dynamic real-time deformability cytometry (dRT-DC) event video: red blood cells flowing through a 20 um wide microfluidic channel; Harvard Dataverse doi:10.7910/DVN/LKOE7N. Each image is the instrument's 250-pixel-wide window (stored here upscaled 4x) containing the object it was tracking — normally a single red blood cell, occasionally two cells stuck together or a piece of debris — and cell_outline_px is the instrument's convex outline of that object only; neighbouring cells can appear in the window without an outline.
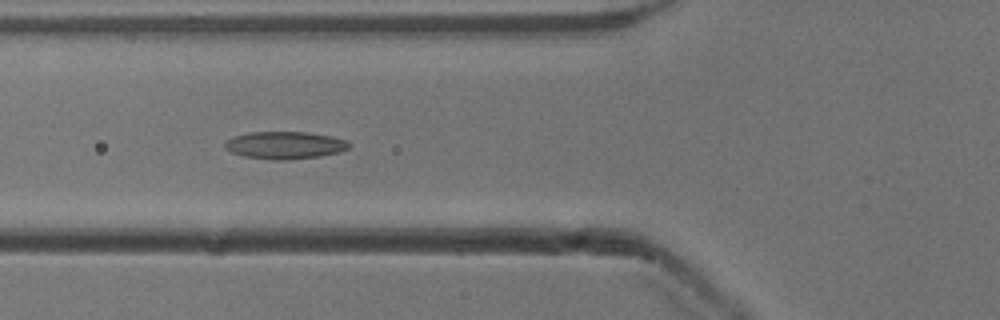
{"species": "common noctule bat (a hibernating species)", "species_latin": "Nyctalus noctula", "temperature_condition": "cold", "stored_images_in_passage": 39, "camera_frame_rate_fps": 3000, "um_per_image_px": 0.085, "animal": {"sex": "male", "body_mass_g": 13.3}, "frame": {"image": 1, "passage_image": 6, "time_ms": 1.667, "image_size_px": [1000, 320], "cell_outline_px": [[352, 144], [348, 148], [340, 152], [320, 156], [288, 160], [272, 160], [244, 156], [232, 152], [224, 148], [224, 144], [232, 136], [248, 132], [308, 132], [332, 136], [348, 140]], "centroid_in_image_um": [24.24, 12.34], "position_along_channel_um": 101.6, "area_um2": 20.06}}
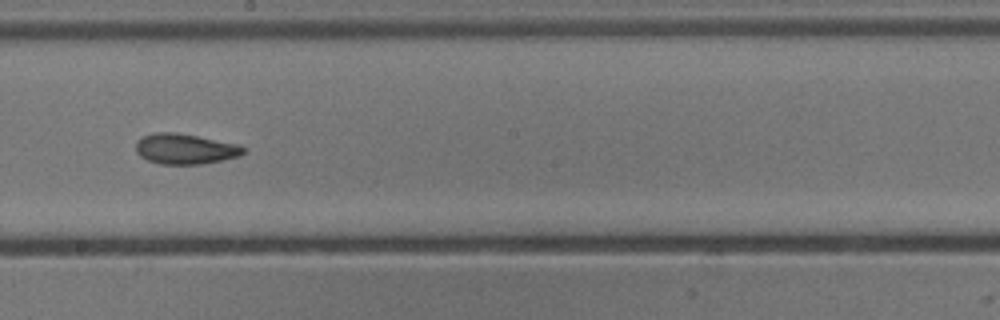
{"frame": {"image": 2, "passage_image": 16, "time_ms": 5.0, "image_size_px": [1000, 320], "cell_outline_px": [[244, 152], [240, 156], [200, 164], [160, 164], [148, 160], [140, 156], [136, 152], [136, 140], [140, 136], [156, 132], [176, 132], [240, 144], [244, 148]], "centroid_in_image_um": [15.7, 12.64], "position_along_channel_um": 232.5, "area_um2": 19.13}}
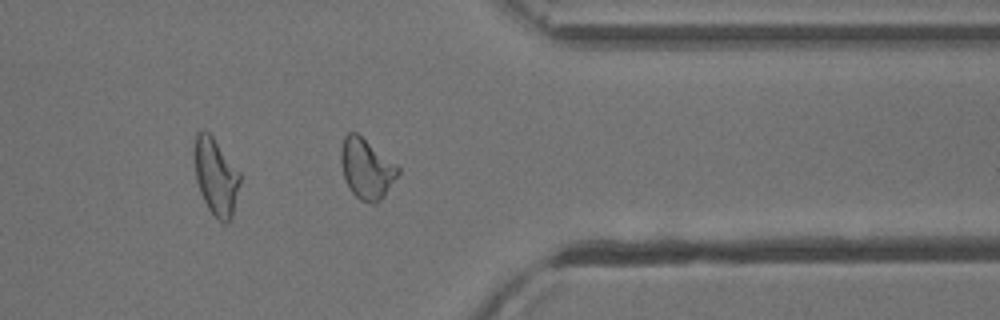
{"frame": {"image": 3, "passage_image": 28, "time_ms": 9.0, "image_size_px": [1000, 320], "cell_outline_px": [[400, 172], [384, 196], [380, 200], [372, 204], [360, 200], [352, 192], [344, 180], [340, 160], [340, 148], [344, 136], [348, 132], [356, 132], [396, 164], [400, 168]], "centroid_in_image_um": [31.13, 14.34], "position_along_channel_um": 380.3, "area_um2": 20.0}, "authors_computed_cell_mechanics": {"area_um2": 19.3052, "velocity_mm_per_s": 3.9235, "shape_relaxation_time_tau1_ms": 5.1971, "shape_relaxation_time_tau2_ms": 2.9519, "deformation_change_tau1": 0.1641, "deformation_change_tau2": 0.1044}}